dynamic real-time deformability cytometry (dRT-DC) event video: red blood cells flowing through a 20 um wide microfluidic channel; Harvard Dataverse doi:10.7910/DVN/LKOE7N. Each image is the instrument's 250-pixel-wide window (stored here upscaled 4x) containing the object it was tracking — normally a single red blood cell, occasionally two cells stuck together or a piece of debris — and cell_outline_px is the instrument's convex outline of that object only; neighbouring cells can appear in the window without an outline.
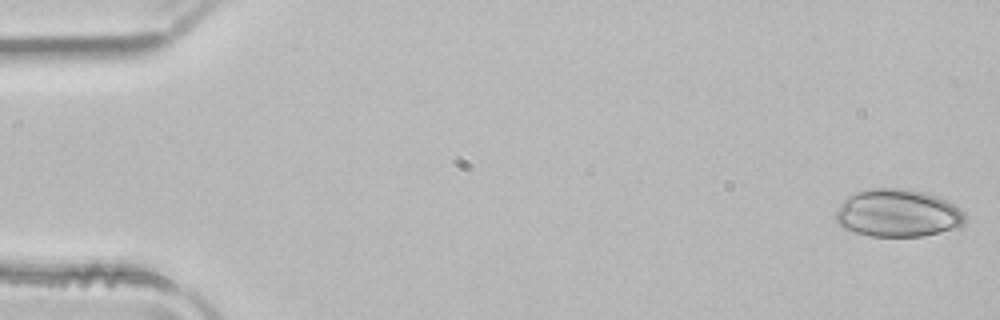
{"species": "common noctule bat (a hibernating species)", "species_latin": "Nyctalus noctula", "temperature_condition": "room temperature", "stored_images_in_passage": 50, "camera_frame_rate_fps": 3000, "um_per_image_px": 0.085, "animal": {"sex": "male", "body_mass_g": 21.5, "forearm_length_mm": 52.0}, "frame": {"image": 1, "passage_image": 1, "time_ms": 0.0, "image_size_px": [1000, 320], "cell_outline_px": [[964, 228], [920, 236], [868, 236], [844, 228], [836, 224], [836, 212], [840, 204], [848, 196], [856, 192], [868, 188], [904, 188], [924, 192], [936, 196], [960, 208], [964, 212]], "centroid_in_image_um": [76.32, 18.12], "position_along_channel_um": 8.7, "area_um2": 36.18}}
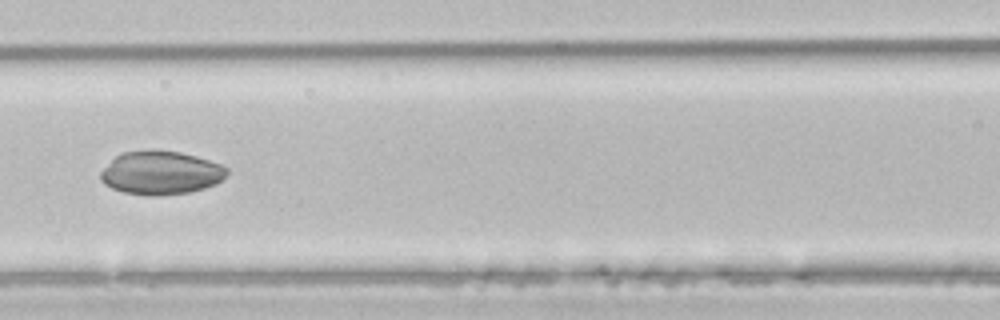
{"frame": {"image": 2, "passage_image": 22, "time_ms": 7.0, "image_size_px": [1000, 320], "cell_outline_px": [[228, 172], [224, 180], [216, 184], [192, 192], [160, 196], [148, 196], [124, 192], [112, 188], [104, 184], [100, 180], [100, 172], [116, 156], [124, 152], [148, 148], [152, 148], [180, 152], [196, 156], [220, 164], [228, 168]], "centroid_in_image_um": [13.68, 14.68], "position_along_channel_um": 152.9, "area_um2": 32.54}}
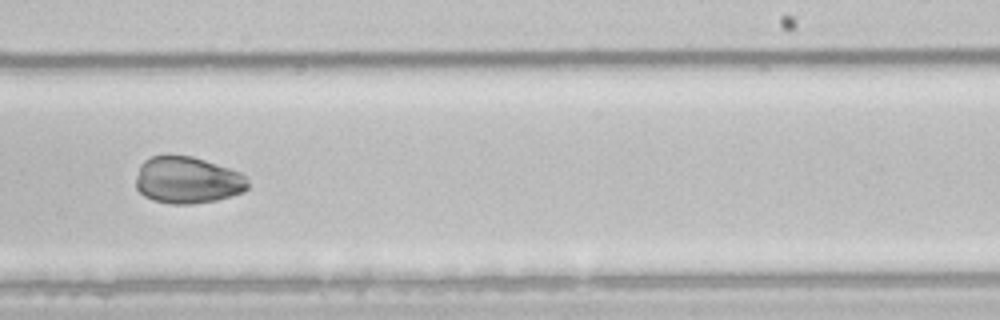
{"frame": {"image": 3, "passage_image": 31, "time_ms": 10.0, "image_size_px": [1000, 320], "cell_outline_px": [[248, 188], [244, 192], [216, 200], [192, 204], [172, 204], [152, 200], [144, 196], [136, 188], [136, 176], [140, 164], [144, 160], [152, 156], [192, 156], [240, 172], [248, 176]], "centroid_in_image_um": [15.94, 15.32], "position_along_channel_um": 273.1, "area_um2": 30.63}}